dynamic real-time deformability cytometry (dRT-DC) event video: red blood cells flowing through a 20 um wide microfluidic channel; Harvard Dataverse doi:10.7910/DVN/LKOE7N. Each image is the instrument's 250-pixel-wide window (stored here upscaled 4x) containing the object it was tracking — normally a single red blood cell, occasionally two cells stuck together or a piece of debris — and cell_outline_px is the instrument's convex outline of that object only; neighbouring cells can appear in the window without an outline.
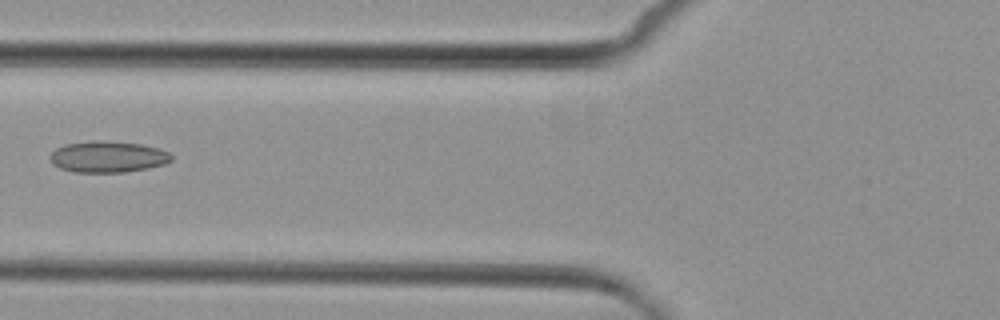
{"species": "common noctule bat (a hibernating species)", "species_latin": "Nyctalus noctula", "temperature_condition": "cold", "stored_images_in_passage": 6, "camera_frame_rate_fps": 3000, "um_per_image_px": 0.085, "animal": {"sex": "female", "body_mass_g": 29.2, "forearm_length_mm": 56.3}, "frame": {"image": 1, "passage_image": 6, "time_ms": 6.0, "image_size_px": [1000, 320], "cell_outline_px": [[172, 160], [164, 164], [148, 168], [124, 172], [76, 172], [60, 168], [52, 164], [48, 156], [56, 148], [64, 144], [92, 140], [104, 140], [140, 144], [160, 148], [168, 152], [172, 156]], "centroid_in_image_um": [9.14, 13.31], "position_along_channel_um": 116.7, "area_um2": 22.31}}